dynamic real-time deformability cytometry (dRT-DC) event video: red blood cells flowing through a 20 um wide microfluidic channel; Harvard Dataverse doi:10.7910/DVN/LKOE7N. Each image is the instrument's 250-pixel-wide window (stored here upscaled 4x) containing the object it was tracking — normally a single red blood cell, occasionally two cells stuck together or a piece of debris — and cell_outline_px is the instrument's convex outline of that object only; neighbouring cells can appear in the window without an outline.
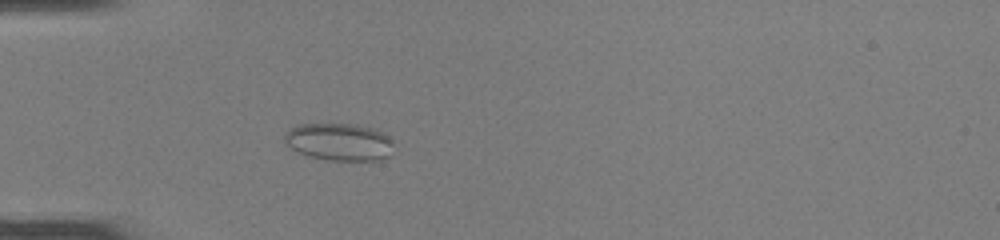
{"species": "common noctule bat (a hibernating species)", "species_latin": "Nyctalus noctula", "temperature_condition": "room temperature", "stored_images_in_passage": 46, "camera_frame_rate_fps": 3000, "um_per_image_px": 0.085, "animal": {"sex": "female", "body_mass_g": 22.0, "forearm_length_mm": 56.7}, "frame": {"image": 1, "passage_image": 12, "time_ms": 3.667, "image_size_px": [1000, 240], "cell_outline_px": [[392, 144], [388, 156], [380, 160], [332, 160], [308, 156], [284, 144], [284, 136], [288, 128], [296, 124], [356, 124], [372, 128], [384, 132], [392, 140]], "centroid_in_image_um": [28.8, 12.04], "position_along_channel_um": 56.2, "area_um2": 23.81}}
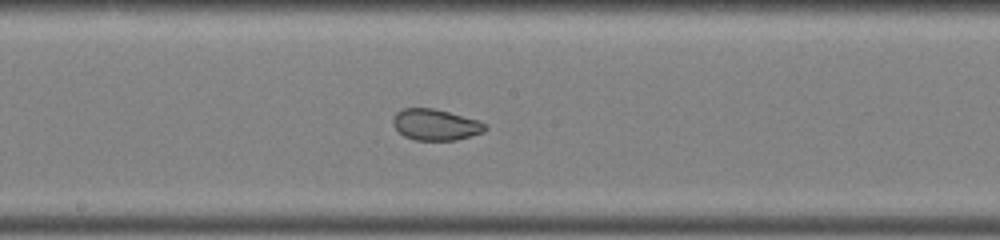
{"frame": {"image": 2, "passage_image": 24, "time_ms": 7.667, "image_size_px": [1000, 240], "cell_outline_px": [[488, 128], [484, 132], [456, 140], [416, 140], [404, 136], [392, 124], [392, 120], [396, 112], [404, 108], [432, 108], [480, 120], [488, 124]], "centroid_in_image_um": [37.05, 10.6], "position_along_channel_um": 211.1, "area_um2": 16.82}}
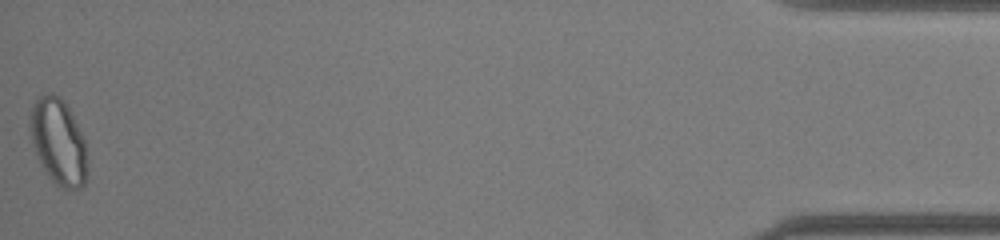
{"frame": {"image": 3, "passage_image": 46, "time_ms": 15.0, "image_size_px": [1000, 240], "cell_outline_px": [[88, 172], [84, 184], [80, 188], [60, 188], [48, 176], [40, 164], [36, 156], [32, 144], [28, 124], [28, 116], [32, 104], [36, 96], [52, 92], [60, 96], [68, 108], [84, 140], [88, 156]], "centroid_in_image_um": [4.93, 12.04], "position_along_channel_um": 430.3, "area_um2": 29.25}, "authors_computed_cell_mechanics": {"area_um2": 22.8599, "velocity_mm_per_s": 4.1167, "shape_relaxation_time_tau1_ms": null, "shape_relaxation_time_tau2_ms": 0.8913, "deformation_change_tau1": null, "deformation_change_tau2": 0.0457}}